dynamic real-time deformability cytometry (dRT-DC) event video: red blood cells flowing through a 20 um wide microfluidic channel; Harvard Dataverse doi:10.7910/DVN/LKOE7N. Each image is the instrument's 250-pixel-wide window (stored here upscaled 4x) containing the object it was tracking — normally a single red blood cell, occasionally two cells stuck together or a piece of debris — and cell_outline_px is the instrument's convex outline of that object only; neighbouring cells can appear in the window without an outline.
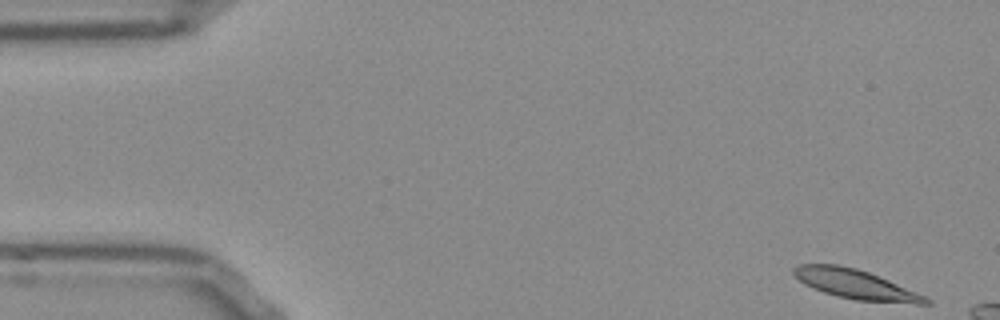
{"species": "Egyptian fruit bat (a non-hibernating species)", "species_latin": "Rousettus aegyptiacus", "temperature_condition": "room temperature", "stored_images_in_passage": 8, "camera_frame_rate_fps": 3000, "um_per_image_px": 0.085, "frame": {"image": 1, "passage_image": 1, "time_ms": 0.0, "image_size_px": [1000, 320], "cell_outline_px": [[932, 304], [916, 304], [856, 300], [836, 296], [812, 288], [804, 284], [792, 272], [792, 268], [800, 264], [836, 264], [856, 268], [868, 272], [888, 280], [924, 296], [932, 300]], "centroid_in_image_um": [72.71, 24.17], "position_along_channel_um": 12.3, "area_um2": 22.48}}